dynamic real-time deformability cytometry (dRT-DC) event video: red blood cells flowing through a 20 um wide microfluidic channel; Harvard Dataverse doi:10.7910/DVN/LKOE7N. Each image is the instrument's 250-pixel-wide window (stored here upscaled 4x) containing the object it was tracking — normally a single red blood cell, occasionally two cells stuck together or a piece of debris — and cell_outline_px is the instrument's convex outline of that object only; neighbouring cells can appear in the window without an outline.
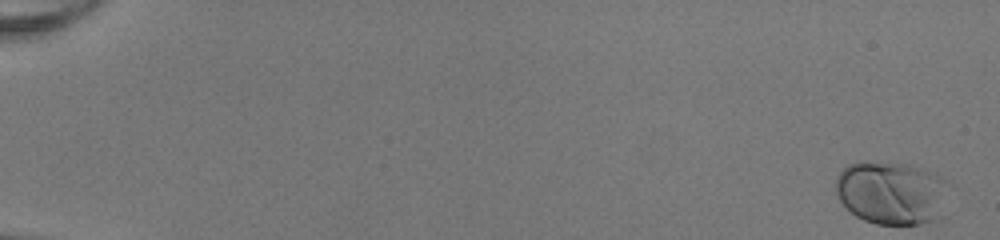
{"species": "human", "species_latin": "Homo sapiens", "temperature_condition": "room temperature", "stored_images_in_passage": 52, "camera_frame_rate_fps": 3000, "um_per_image_px": 0.085, "donor": {"sex": "female"}, "frame": {"image": 1, "passage_image": 1, "time_ms": 0.0, "image_size_px": [1000, 240], "cell_outline_px": [[952, 184], [928, 220], [920, 224], [876, 224], [864, 220], [856, 216], [840, 200], [836, 192], [836, 176], [848, 164], [860, 160], [864, 160], [912, 164], [940, 176], [948, 180]], "centroid_in_image_um": [75.68, 16.31], "position_along_channel_um": 9.3, "area_um2": 41.1}}
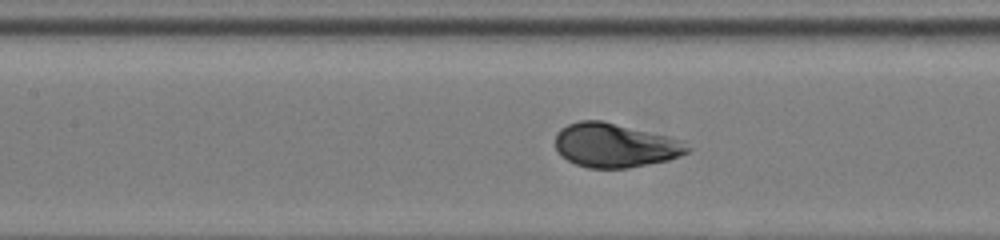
{"frame": {"image": 2, "passage_image": 26, "time_ms": 8.333, "image_size_px": [1000, 240], "cell_outline_px": [[692, 148], [688, 152], [680, 156], [668, 160], [628, 168], [588, 168], [576, 164], [568, 160], [556, 148], [556, 132], [560, 128], [568, 124], [580, 120], [600, 120], [668, 136], [684, 140]], "centroid_in_image_um": [52.31, 12.35], "position_along_channel_um": 155.1, "area_um2": 33.87}}
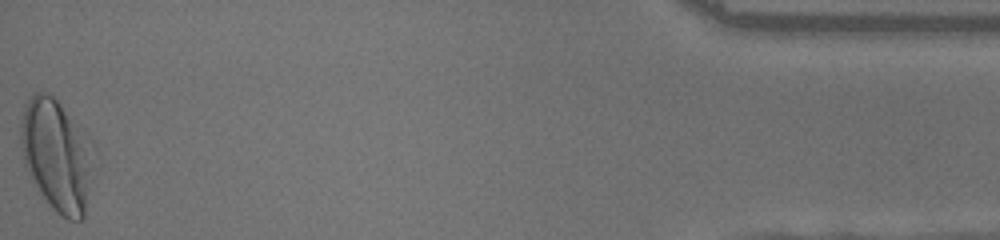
{"frame": {"image": 3, "passage_image": 52, "time_ms": 17.0, "image_size_px": [1000, 240], "cell_outline_px": [[92, 140], [84, 220], [68, 220], [60, 216], [52, 208], [28, 172], [24, 164], [20, 144], [20, 128], [24, 104], [32, 92], [48, 92], [84, 128]], "centroid_in_image_um": [4.78, 13.12], "position_along_channel_um": 430.4, "area_um2": 46.93}, "authors_computed_cell_mechanics": {"area_um2": 34.5644, "velocity_mm_per_s": 4.0884, "shape_relaxation_time_tau1_ms": 2.2575, "shape_relaxation_time_tau2_ms": null, "deformation_change_tau1": 0.1538, "deformation_change_tau2": null}}